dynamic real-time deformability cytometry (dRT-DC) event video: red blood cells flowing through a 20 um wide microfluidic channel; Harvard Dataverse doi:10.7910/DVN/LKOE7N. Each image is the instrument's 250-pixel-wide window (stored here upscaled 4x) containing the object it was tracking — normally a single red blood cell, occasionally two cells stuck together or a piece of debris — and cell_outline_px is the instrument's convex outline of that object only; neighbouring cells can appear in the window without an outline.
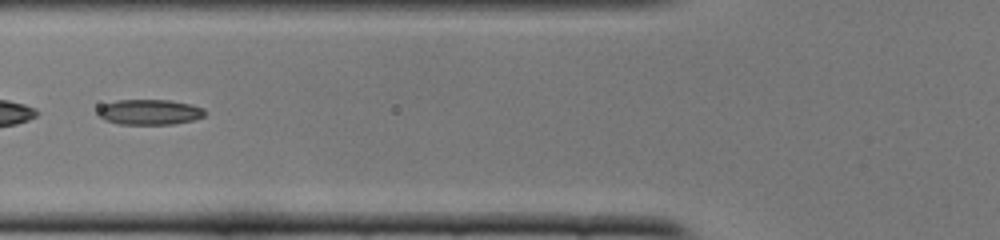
{"species": "common noctule bat (a hibernating species)", "species_latin": "Nyctalus noctula", "temperature_condition": "cold", "stored_images_in_passage": 48, "segment_of_instrument_passage": [2, 2], "camera_frame_rate_fps": 3000, "um_per_image_px": 0.085, "animal": {"sex": "female", "body_mass_g": 22.0, "forearm_length_mm": 56.7}, "frame": {"image": 1, "passage_image": 20, "time_ms": 6.333, "image_size_px": [1000, 240], "cell_outline_px": [[204, 116], [192, 120], [172, 124], [120, 124], [104, 120], [96, 116], [96, 112], [104, 104], [116, 100], [168, 100], [188, 104], [204, 108]], "centroid_in_image_um": [12.64, 9.53], "position_along_channel_um": 113.2, "area_um2": 15.72}}
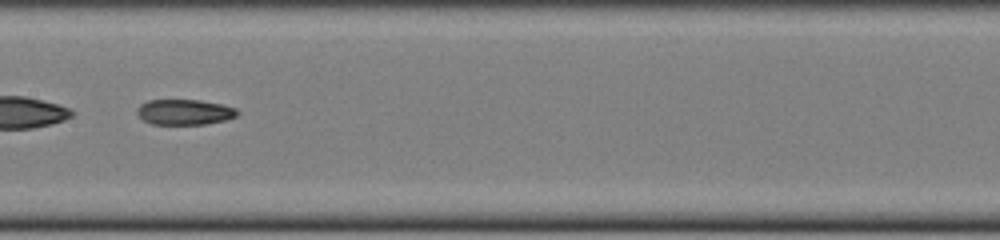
{"frame": {"image": 2, "passage_image": 26, "time_ms": 8.333, "image_size_px": [1000, 240], "cell_outline_px": [[240, 112], [236, 116], [224, 120], [204, 124], [152, 124], [144, 120], [136, 112], [136, 108], [140, 104], [148, 100], [200, 100], [220, 104], [236, 108]], "centroid_in_image_um": [15.67, 9.52], "position_along_channel_um": 191.7, "area_um2": 14.8}}
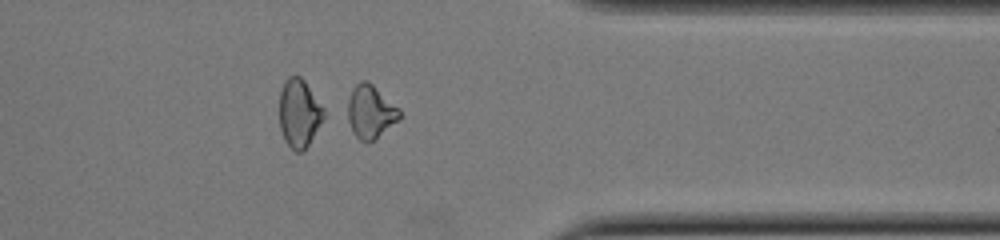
{"frame": {"image": 3, "passage_image": 41, "time_ms": 13.333, "image_size_px": [1000, 240], "cell_outline_px": [[400, 120], [372, 140], [360, 140], [352, 132], [348, 120], [348, 100], [352, 88], [360, 80], [368, 80], [400, 108]], "centroid_in_image_um": [31.5, 9.45], "position_along_channel_um": 379.9, "area_um2": 16.01}}